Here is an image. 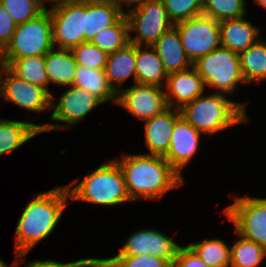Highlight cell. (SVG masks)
I'll return each instance as SVG.
<instances>
[{"label":"cell","mask_w":266,"mask_h":267,"mask_svg":"<svg viewBox=\"0 0 266 267\" xmlns=\"http://www.w3.org/2000/svg\"><path fill=\"white\" fill-rule=\"evenodd\" d=\"M77 63L71 50L53 48L45 55V69L49 83L71 86Z\"/></svg>","instance_id":"cell-23"},{"label":"cell","mask_w":266,"mask_h":267,"mask_svg":"<svg viewBox=\"0 0 266 267\" xmlns=\"http://www.w3.org/2000/svg\"><path fill=\"white\" fill-rule=\"evenodd\" d=\"M0 70V96L4 100L29 112L51 110V95L44 88L20 79L7 66L0 64Z\"/></svg>","instance_id":"cell-12"},{"label":"cell","mask_w":266,"mask_h":267,"mask_svg":"<svg viewBox=\"0 0 266 267\" xmlns=\"http://www.w3.org/2000/svg\"><path fill=\"white\" fill-rule=\"evenodd\" d=\"M0 267H10V266H8V264H6V263H4V261H2V262L0 263Z\"/></svg>","instance_id":"cell-43"},{"label":"cell","mask_w":266,"mask_h":267,"mask_svg":"<svg viewBox=\"0 0 266 267\" xmlns=\"http://www.w3.org/2000/svg\"><path fill=\"white\" fill-rule=\"evenodd\" d=\"M16 26L11 15L0 4V53L11 42Z\"/></svg>","instance_id":"cell-36"},{"label":"cell","mask_w":266,"mask_h":267,"mask_svg":"<svg viewBox=\"0 0 266 267\" xmlns=\"http://www.w3.org/2000/svg\"><path fill=\"white\" fill-rule=\"evenodd\" d=\"M172 110V107H168L145 121V142L149 155L164 157L167 154L175 122L181 116L178 109Z\"/></svg>","instance_id":"cell-17"},{"label":"cell","mask_w":266,"mask_h":267,"mask_svg":"<svg viewBox=\"0 0 266 267\" xmlns=\"http://www.w3.org/2000/svg\"><path fill=\"white\" fill-rule=\"evenodd\" d=\"M167 74L183 71L193 66L181 43L179 32L173 25L152 45Z\"/></svg>","instance_id":"cell-19"},{"label":"cell","mask_w":266,"mask_h":267,"mask_svg":"<svg viewBox=\"0 0 266 267\" xmlns=\"http://www.w3.org/2000/svg\"><path fill=\"white\" fill-rule=\"evenodd\" d=\"M179 245L172 238L155 229H142L132 233L117 255L150 254L174 264Z\"/></svg>","instance_id":"cell-14"},{"label":"cell","mask_w":266,"mask_h":267,"mask_svg":"<svg viewBox=\"0 0 266 267\" xmlns=\"http://www.w3.org/2000/svg\"><path fill=\"white\" fill-rule=\"evenodd\" d=\"M104 72L109 85L117 93L121 90L125 80L132 75L135 84V44L129 43L126 47L108 54Z\"/></svg>","instance_id":"cell-21"},{"label":"cell","mask_w":266,"mask_h":267,"mask_svg":"<svg viewBox=\"0 0 266 267\" xmlns=\"http://www.w3.org/2000/svg\"><path fill=\"white\" fill-rule=\"evenodd\" d=\"M124 12L119 0H85L84 42L112 26Z\"/></svg>","instance_id":"cell-18"},{"label":"cell","mask_w":266,"mask_h":267,"mask_svg":"<svg viewBox=\"0 0 266 267\" xmlns=\"http://www.w3.org/2000/svg\"><path fill=\"white\" fill-rule=\"evenodd\" d=\"M258 5L266 9V0H254Z\"/></svg>","instance_id":"cell-41"},{"label":"cell","mask_w":266,"mask_h":267,"mask_svg":"<svg viewBox=\"0 0 266 267\" xmlns=\"http://www.w3.org/2000/svg\"><path fill=\"white\" fill-rule=\"evenodd\" d=\"M77 65L93 69H104L108 54L91 41L83 42L72 50Z\"/></svg>","instance_id":"cell-34"},{"label":"cell","mask_w":266,"mask_h":267,"mask_svg":"<svg viewBox=\"0 0 266 267\" xmlns=\"http://www.w3.org/2000/svg\"><path fill=\"white\" fill-rule=\"evenodd\" d=\"M240 66L246 83L266 80V42L259 39L239 54Z\"/></svg>","instance_id":"cell-26"},{"label":"cell","mask_w":266,"mask_h":267,"mask_svg":"<svg viewBox=\"0 0 266 267\" xmlns=\"http://www.w3.org/2000/svg\"><path fill=\"white\" fill-rule=\"evenodd\" d=\"M160 0H119L121 6L123 3H126L127 6H132V4H135L134 7H138L139 5L145 4V3H150V2H156Z\"/></svg>","instance_id":"cell-40"},{"label":"cell","mask_w":266,"mask_h":267,"mask_svg":"<svg viewBox=\"0 0 266 267\" xmlns=\"http://www.w3.org/2000/svg\"><path fill=\"white\" fill-rule=\"evenodd\" d=\"M205 87L216 88L221 94L232 93L239 82L247 84L240 66L239 54L218 47L193 63Z\"/></svg>","instance_id":"cell-6"},{"label":"cell","mask_w":266,"mask_h":267,"mask_svg":"<svg viewBox=\"0 0 266 267\" xmlns=\"http://www.w3.org/2000/svg\"><path fill=\"white\" fill-rule=\"evenodd\" d=\"M54 96H51V120L60 121L63 124L46 123L41 124V133L51 130L68 129L72 125L79 123L90 111L102 102L89 91L81 87L71 85L63 95H61L57 104L54 101Z\"/></svg>","instance_id":"cell-11"},{"label":"cell","mask_w":266,"mask_h":267,"mask_svg":"<svg viewBox=\"0 0 266 267\" xmlns=\"http://www.w3.org/2000/svg\"><path fill=\"white\" fill-rule=\"evenodd\" d=\"M221 46L240 54L259 39L257 28L244 17L227 19L219 22Z\"/></svg>","instance_id":"cell-20"},{"label":"cell","mask_w":266,"mask_h":267,"mask_svg":"<svg viewBox=\"0 0 266 267\" xmlns=\"http://www.w3.org/2000/svg\"><path fill=\"white\" fill-rule=\"evenodd\" d=\"M128 22L129 32L135 31L138 35L131 38L130 43L139 46H152L164 32L174 24L169 20L162 0L145 3L132 7L124 12Z\"/></svg>","instance_id":"cell-9"},{"label":"cell","mask_w":266,"mask_h":267,"mask_svg":"<svg viewBox=\"0 0 266 267\" xmlns=\"http://www.w3.org/2000/svg\"><path fill=\"white\" fill-rule=\"evenodd\" d=\"M72 85L89 91L102 103L113 101L116 104L117 92L109 85L104 69L77 65Z\"/></svg>","instance_id":"cell-25"},{"label":"cell","mask_w":266,"mask_h":267,"mask_svg":"<svg viewBox=\"0 0 266 267\" xmlns=\"http://www.w3.org/2000/svg\"><path fill=\"white\" fill-rule=\"evenodd\" d=\"M53 5L48 9L53 46L72 50L84 42L85 0H58Z\"/></svg>","instance_id":"cell-7"},{"label":"cell","mask_w":266,"mask_h":267,"mask_svg":"<svg viewBox=\"0 0 266 267\" xmlns=\"http://www.w3.org/2000/svg\"><path fill=\"white\" fill-rule=\"evenodd\" d=\"M68 200L67 186H60L34 196L26 205L15 232L16 259L12 267L18 266L19 260L24 262L22 258L36 243L50 236L68 206Z\"/></svg>","instance_id":"cell-1"},{"label":"cell","mask_w":266,"mask_h":267,"mask_svg":"<svg viewBox=\"0 0 266 267\" xmlns=\"http://www.w3.org/2000/svg\"><path fill=\"white\" fill-rule=\"evenodd\" d=\"M8 68L20 79L44 88L51 96V91L46 87L49 79L45 69V56H31L14 60Z\"/></svg>","instance_id":"cell-27"},{"label":"cell","mask_w":266,"mask_h":267,"mask_svg":"<svg viewBox=\"0 0 266 267\" xmlns=\"http://www.w3.org/2000/svg\"><path fill=\"white\" fill-rule=\"evenodd\" d=\"M164 87L135 83L134 86L117 93L116 104L122 106L141 120L162 113L168 108Z\"/></svg>","instance_id":"cell-13"},{"label":"cell","mask_w":266,"mask_h":267,"mask_svg":"<svg viewBox=\"0 0 266 267\" xmlns=\"http://www.w3.org/2000/svg\"><path fill=\"white\" fill-rule=\"evenodd\" d=\"M78 179L69 183L70 200L83 201L103 206H117L132 201L126 189V183L119 164L113 159L100 165L88 174L75 187Z\"/></svg>","instance_id":"cell-4"},{"label":"cell","mask_w":266,"mask_h":267,"mask_svg":"<svg viewBox=\"0 0 266 267\" xmlns=\"http://www.w3.org/2000/svg\"><path fill=\"white\" fill-rule=\"evenodd\" d=\"M173 267H210L187 245L180 246Z\"/></svg>","instance_id":"cell-37"},{"label":"cell","mask_w":266,"mask_h":267,"mask_svg":"<svg viewBox=\"0 0 266 267\" xmlns=\"http://www.w3.org/2000/svg\"><path fill=\"white\" fill-rule=\"evenodd\" d=\"M163 85L168 107L178 110L202 95L205 90L203 80L193 66L168 74L166 84Z\"/></svg>","instance_id":"cell-16"},{"label":"cell","mask_w":266,"mask_h":267,"mask_svg":"<svg viewBox=\"0 0 266 267\" xmlns=\"http://www.w3.org/2000/svg\"><path fill=\"white\" fill-rule=\"evenodd\" d=\"M120 166L130 199L160 200L169 190L183 184L180 175L163 156L125 155L114 159Z\"/></svg>","instance_id":"cell-2"},{"label":"cell","mask_w":266,"mask_h":267,"mask_svg":"<svg viewBox=\"0 0 266 267\" xmlns=\"http://www.w3.org/2000/svg\"><path fill=\"white\" fill-rule=\"evenodd\" d=\"M240 239L230 246V267H257L266 257V250L255 242Z\"/></svg>","instance_id":"cell-30"},{"label":"cell","mask_w":266,"mask_h":267,"mask_svg":"<svg viewBox=\"0 0 266 267\" xmlns=\"http://www.w3.org/2000/svg\"><path fill=\"white\" fill-rule=\"evenodd\" d=\"M86 259L78 260L71 263H61L55 260H45V261H29L26 267H83Z\"/></svg>","instance_id":"cell-38"},{"label":"cell","mask_w":266,"mask_h":267,"mask_svg":"<svg viewBox=\"0 0 266 267\" xmlns=\"http://www.w3.org/2000/svg\"><path fill=\"white\" fill-rule=\"evenodd\" d=\"M245 0H202V14L215 21L245 17Z\"/></svg>","instance_id":"cell-31"},{"label":"cell","mask_w":266,"mask_h":267,"mask_svg":"<svg viewBox=\"0 0 266 267\" xmlns=\"http://www.w3.org/2000/svg\"><path fill=\"white\" fill-rule=\"evenodd\" d=\"M83 267H113L107 260L98 258H88L83 264Z\"/></svg>","instance_id":"cell-39"},{"label":"cell","mask_w":266,"mask_h":267,"mask_svg":"<svg viewBox=\"0 0 266 267\" xmlns=\"http://www.w3.org/2000/svg\"><path fill=\"white\" fill-rule=\"evenodd\" d=\"M202 134L188 123L182 116L175 122L169 150L164 158L181 175L186 166L198 150Z\"/></svg>","instance_id":"cell-15"},{"label":"cell","mask_w":266,"mask_h":267,"mask_svg":"<svg viewBox=\"0 0 266 267\" xmlns=\"http://www.w3.org/2000/svg\"><path fill=\"white\" fill-rule=\"evenodd\" d=\"M203 95L179 109L181 116L202 134H216L233 125L249 122L245 104L229 101L219 92Z\"/></svg>","instance_id":"cell-3"},{"label":"cell","mask_w":266,"mask_h":267,"mask_svg":"<svg viewBox=\"0 0 266 267\" xmlns=\"http://www.w3.org/2000/svg\"><path fill=\"white\" fill-rule=\"evenodd\" d=\"M150 49V51H149ZM136 83L164 87L168 74L152 46L135 45Z\"/></svg>","instance_id":"cell-22"},{"label":"cell","mask_w":266,"mask_h":267,"mask_svg":"<svg viewBox=\"0 0 266 267\" xmlns=\"http://www.w3.org/2000/svg\"><path fill=\"white\" fill-rule=\"evenodd\" d=\"M169 20L176 24L202 15V0H162Z\"/></svg>","instance_id":"cell-33"},{"label":"cell","mask_w":266,"mask_h":267,"mask_svg":"<svg viewBox=\"0 0 266 267\" xmlns=\"http://www.w3.org/2000/svg\"><path fill=\"white\" fill-rule=\"evenodd\" d=\"M41 134V124L0 119V156L12 152Z\"/></svg>","instance_id":"cell-24"},{"label":"cell","mask_w":266,"mask_h":267,"mask_svg":"<svg viewBox=\"0 0 266 267\" xmlns=\"http://www.w3.org/2000/svg\"><path fill=\"white\" fill-rule=\"evenodd\" d=\"M41 2H43L44 4L46 3L45 1H49L50 3H55L57 2L58 0H40Z\"/></svg>","instance_id":"cell-42"},{"label":"cell","mask_w":266,"mask_h":267,"mask_svg":"<svg viewBox=\"0 0 266 267\" xmlns=\"http://www.w3.org/2000/svg\"><path fill=\"white\" fill-rule=\"evenodd\" d=\"M192 64L221 46L219 22L200 15L174 24Z\"/></svg>","instance_id":"cell-10"},{"label":"cell","mask_w":266,"mask_h":267,"mask_svg":"<svg viewBox=\"0 0 266 267\" xmlns=\"http://www.w3.org/2000/svg\"><path fill=\"white\" fill-rule=\"evenodd\" d=\"M0 4L17 25L33 20L46 9L40 0H0Z\"/></svg>","instance_id":"cell-32"},{"label":"cell","mask_w":266,"mask_h":267,"mask_svg":"<svg viewBox=\"0 0 266 267\" xmlns=\"http://www.w3.org/2000/svg\"><path fill=\"white\" fill-rule=\"evenodd\" d=\"M113 267H173V264L164 258L154 255H116L106 259Z\"/></svg>","instance_id":"cell-35"},{"label":"cell","mask_w":266,"mask_h":267,"mask_svg":"<svg viewBox=\"0 0 266 267\" xmlns=\"http://www.w3.org/2000/svg\"><path fill=\"white\" fill-rule=\"evenodd\" d=\"M224 213L234 223L236 234L266 250V198L238 196Z\"/></svg>","instance_id":"cell-8"},{"label":"cell","mask_w":266,"mask_h":267,"mask_svg":"<svg viewBox=\"0 0 266 267\" xmlns=\"http://www.w3.org/2000/svg\"><path fill=\"white\" fill-rule=\"evenodd\" d=\"M91 42L107 54L126 47L130 43L126 16L123 14L112 26L100 30Z\"/></svg>","instance_id":"cell-28"},{"label":"cell","mask_w":266,"mask_h":267,"mask_svg":"<svg viewBox=\"0 0 266 267\" xmlns=\"http://www.w3.org/2000/svg\"><path fill=\"white\" fill-rule=\"evenodd\" d=\"M210 267H230V247L223 240H204L188 245Z\"/></svg>","instance_id":"cell-29"},{"label":"cell","mask_w":266,"mask_h":267,"mask_svg":"<svg viewBox=\"0 0 266 267\" xmlns=\"http://www.w3.org/2000/svg\"><path fill=\"white\" fill-rule=\"evenodd\" d=\"M53 48L51 15L46 7L33 20L16 26L11 42L0 53V64L8 67L16 59L45 56Z\"/></svg>","instance_id":"cell-5"}]
</instances>
